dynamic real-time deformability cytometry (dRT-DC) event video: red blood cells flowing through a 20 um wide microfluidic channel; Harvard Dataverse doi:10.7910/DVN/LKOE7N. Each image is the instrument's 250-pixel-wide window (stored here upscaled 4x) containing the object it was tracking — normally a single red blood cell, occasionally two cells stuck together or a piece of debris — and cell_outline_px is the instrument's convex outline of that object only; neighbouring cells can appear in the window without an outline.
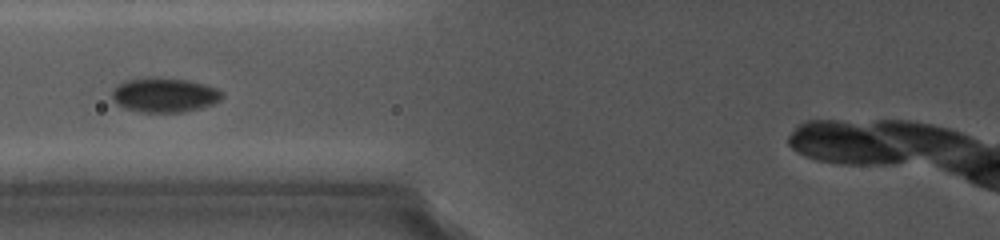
{"species": "common noctule bat (a hibernating species)", "species_latin": "Nyctalus noctula", "temperature_condition": "cold", "stored_images_in_passage": 11, "camera_frame_rate_fps": 5000, "um_per_image_px": 0.085, "animal": {"sex": "female", "body_mass_g": 19.0, "forearm_length_mm": 56.7}, "frame": {"image": 1, "passage_image": 2, "time_ms": 1.0, "image_size_px": [1000, 240], "cell_outline_px": [[220, 96], [212, 104], [184, 112], [140, 112], [128, 108], [120, 104], [112, 96], [112, 92], [120, 84], [128, 80], [184, 80], [216, 88], [220, 92]], "centroid_in_image_um": [13.98, 8.12], "position_along_channel_um": 111.8, "area_um2": 20.46}}